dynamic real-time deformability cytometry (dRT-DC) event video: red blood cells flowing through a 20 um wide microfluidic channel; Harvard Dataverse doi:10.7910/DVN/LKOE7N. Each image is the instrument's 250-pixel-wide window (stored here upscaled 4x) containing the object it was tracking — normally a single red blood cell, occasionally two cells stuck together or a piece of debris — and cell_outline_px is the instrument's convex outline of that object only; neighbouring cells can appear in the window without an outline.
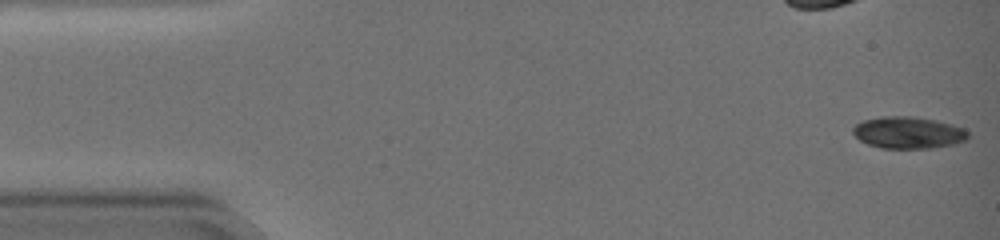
{"species": "common noctule bat (a hibernating species)", "species_latin": "Nyctalus noctula", "temperature_condition": "warm", "stored_images_in_passage": 37, "camera_frame_rate_fps": 3000, "um_per_image_px": 0.085, "animal": {"sex": "female", "body_mass_g": 19.0, "forearm_length_mm": 51.5}, "frame": {"image": 1, "passage_image": 1, "time_ms": 0.0, "image_size_px": [1000, 240], "cell_outline_px": [[968, 136], [964, 140], [952, 144], [932, 148], [880, 148], [868, 144], [860, 140], [852, 132], [852, 128], [856, 124], [864, 120], [880, 116], [912, 116], [936, 120], [952, 124], [964, 128], [968, 132]], "centroid_in_image_um": [77.18, 11.26], "position_along_channel_um": 7.8, "area_um2": 21.33}}
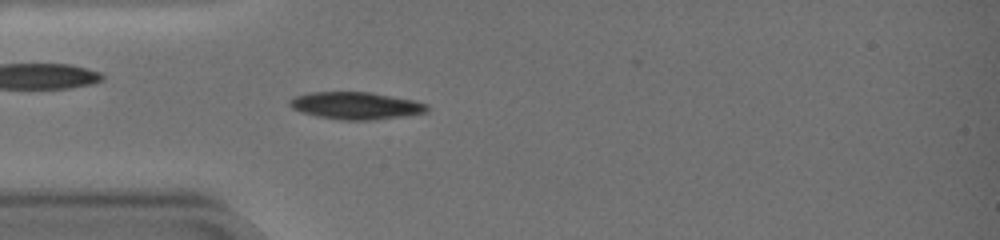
{"frame": {"image": 2, "passage_image": 17, "time_ms": 5.333, "image_size_px": [1000, 240], "cell_outline_px": [[428, 112], [408, 116], [372, 120], [340, 120], [316, 116], [300, 112], [292, 108], [288, 104], [288, 100], [292, 96], [308, 92], [372, 92], [412, 100], [428, 104]], "centroid_in_image_um": [30.22, 8.98], "position_along_channel_um": 54.8, "area_um2": 22.2}}